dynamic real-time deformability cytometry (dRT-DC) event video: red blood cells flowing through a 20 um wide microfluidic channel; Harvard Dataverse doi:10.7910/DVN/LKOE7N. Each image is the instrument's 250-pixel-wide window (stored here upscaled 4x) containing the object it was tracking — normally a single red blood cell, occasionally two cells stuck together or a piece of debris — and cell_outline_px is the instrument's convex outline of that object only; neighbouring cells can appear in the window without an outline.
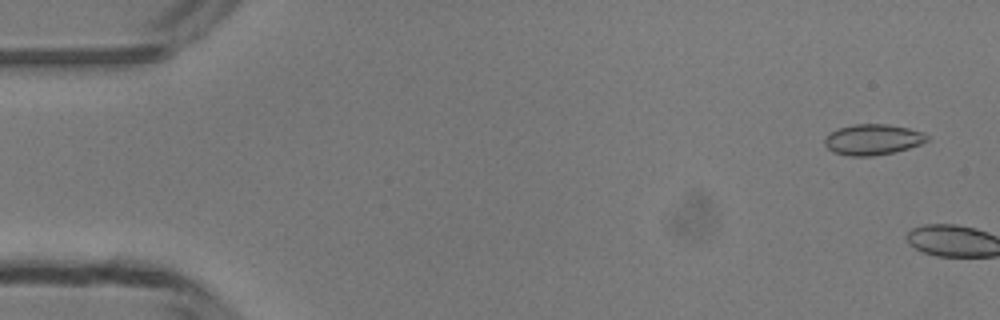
{"species": "common noctule bat (a hibernating species)", "species_latin": "Nyctalus noctula", "temperature_condition": "room temperature", "stored_images_in_passage": 5, "camera_frame_rate_fps": 3000, "um_per_image_px": 0.085, "animal": {"sex": "male", "body_mass_g": 13.3}, "frame": {"image": 1, "passage_image": 3, "time_ms": 0.667, "image_size_px": [1000, 320], "cell_outline_px": [[928, 140], [920, 144], [908, 148], [892, 152], [872, 156], [852, 156], [836, 152], [828, 148], [824, 144], [824, 140], [832, 132], [840, 128], [856, 124], [888, 124], [908, 128], [924, 132], [928, 136]], "centroid_in_image_um": [74.22, 11.85], "position_along_channel_um": 10.8, "area_um2": 17.98}}